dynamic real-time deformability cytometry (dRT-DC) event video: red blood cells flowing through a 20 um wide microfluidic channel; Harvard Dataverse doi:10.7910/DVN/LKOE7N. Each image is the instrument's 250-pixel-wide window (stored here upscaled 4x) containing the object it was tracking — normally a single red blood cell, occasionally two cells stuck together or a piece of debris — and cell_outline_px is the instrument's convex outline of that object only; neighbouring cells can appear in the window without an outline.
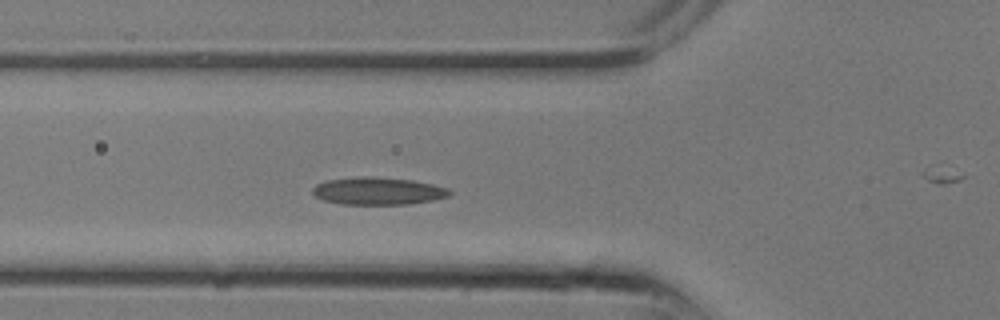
{"species": "common noctule bat (a hibernating species)", "species_latin": "Nyctalus noctula", "temperature_condition": "room temperature", "stored_images_in_passage": 14, "camera_frame_rate_fps": 3000, "um_per_image_px": 0.085, "animal": {"sex": "male", "body_mass_g": 13.3}, "frame": {"image": 1, "passage_image": 8, "time_ms": 2.333, "image_size_px": [1000, 320], "cell_outline_px": [[452, 192], [448, 196], [432, 200], [408, 204], [340, 204], [324, 200], [316, 196], [312, 192], [312, 188], [316, 184], [328, 180], [364, 176], [372, 176], [412, 180], [432, 184], [448, 188]], "centroid_in_image_um": [32.12, 16.23], "position_along_channel_um": 93.7, "area_um2": 21.79}}
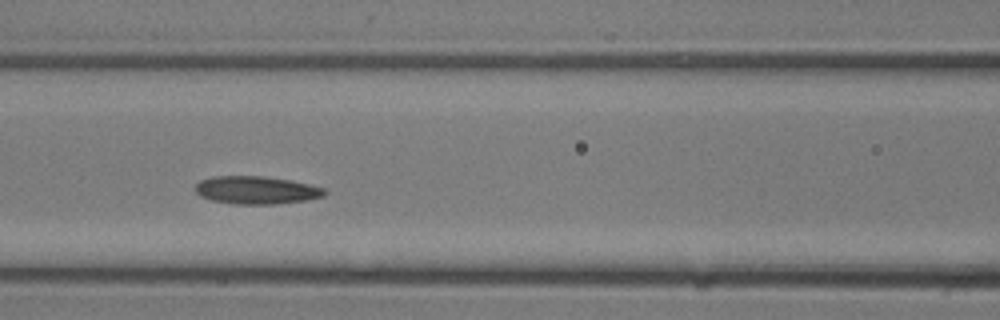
{"frame": {"image": 2, "passage_image": 10, "time_ms": 3.0, "image_size_px": [1000, 320], "cell_outline_px": [[328, 192], [324, 196], [308, 200], [276, 204], [236, 204], [212, 200], [200, 196], [196, 192], [196, 184], [200, 180], [212, 176], [264, 176], [292, 180], [324, 188]], "centroid_in_image_um": [21.81, 16.16], "position_along_channel_um": 144.8, "area_um2": 21.1}}